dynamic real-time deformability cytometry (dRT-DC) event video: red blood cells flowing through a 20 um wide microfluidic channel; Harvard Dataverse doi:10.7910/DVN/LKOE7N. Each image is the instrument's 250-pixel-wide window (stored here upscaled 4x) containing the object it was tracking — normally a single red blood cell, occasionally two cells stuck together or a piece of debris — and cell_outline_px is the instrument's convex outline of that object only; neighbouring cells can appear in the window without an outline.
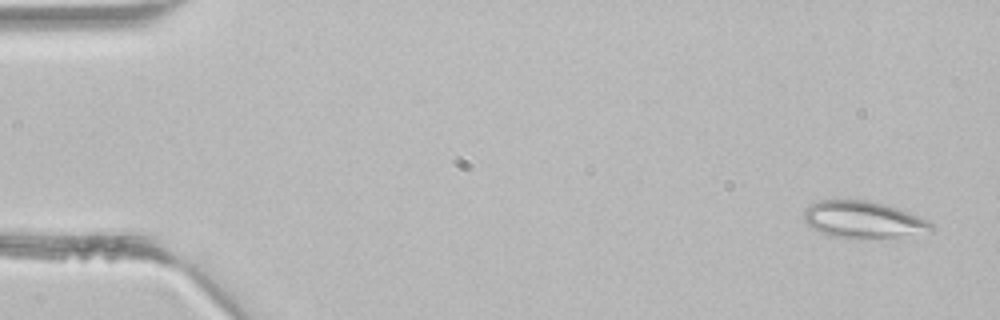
{"species": "common noctule bat (a hibernating species)", "species_latin": "Nyctalus noctula", "temperature_condition": "room temperature", "stored_images_in_passage": 44, "camera_frame_rate_fps": 3000, "um_per_image_px": 0.085, "animal": {"sex": "male", "body_mass_g": 21.5, "forearm_length_mm": 52.0}, "frame": {"image": 1, "passage_image": 2, "time_ms": 0.333, "image_size_px": [1000, 320], "cell_outline_px": [[932, 232], [896, 240], [860, 240], [828, 236], [820, 232], [808, 224], [804, 220], [804, 208], [808, 204], [820, 200], [868, 200], [900, 208], [932, 224]], "centroid_in_image_um": [73.42, 18.73], "position_along_channel_um": 11.6, "area_um2": 28.61}}
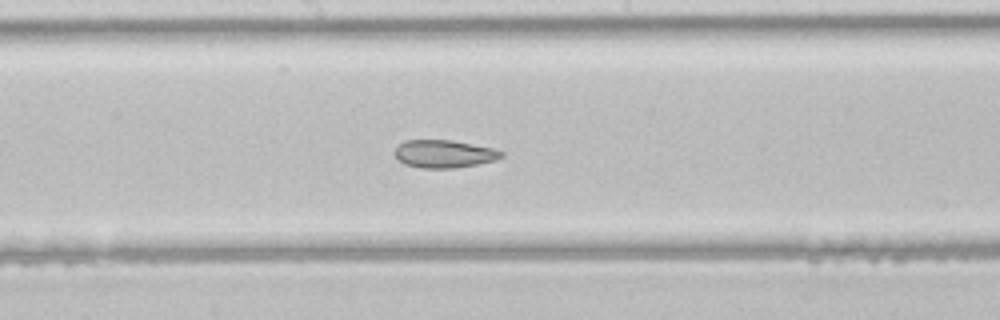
{"frame": {"image": 2, "passage_image": 23, "time_ms": 7.333, "image_size_px": [1000, 320], "cell_outline_px": [[504, 156], [496, 160], [456, 168], [420, 168], [404, 164], [392, 152], [396, 144], [404, 140], [452, 140], [492, 148], [504, 152]], "centroid_in_image_um": [37.7, 13.07], "position_along_channel_um": 210.5, "area_um2": 17.46}}
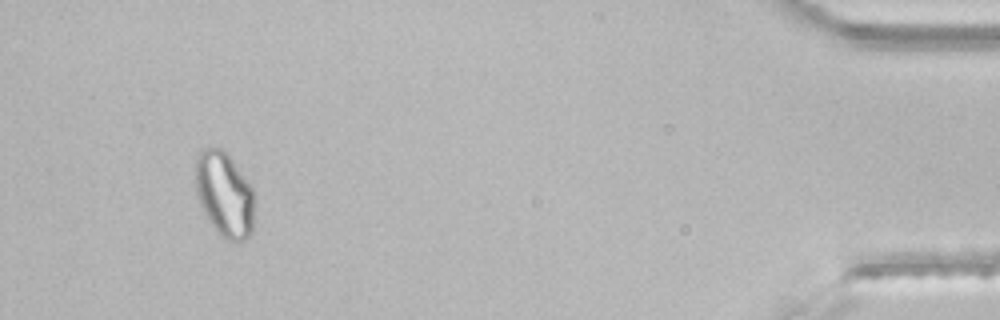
{"frame": {"image": 3, "passage_image": 41, "time_ms": 13.333, "image_size_px": [1000, 320], "cell_outline_px": [[252, 232], [240, 244], [224, 240], [216, 232], [204, 212], [200, 204], [196, 192], [196, 156], [204, 148], [220, 148], [232, 160], [252, 188]], "centroid_in_image_um": [19.05, 16.58], "position_along_channel_um": 416.1, "area_um2": 28.84}}